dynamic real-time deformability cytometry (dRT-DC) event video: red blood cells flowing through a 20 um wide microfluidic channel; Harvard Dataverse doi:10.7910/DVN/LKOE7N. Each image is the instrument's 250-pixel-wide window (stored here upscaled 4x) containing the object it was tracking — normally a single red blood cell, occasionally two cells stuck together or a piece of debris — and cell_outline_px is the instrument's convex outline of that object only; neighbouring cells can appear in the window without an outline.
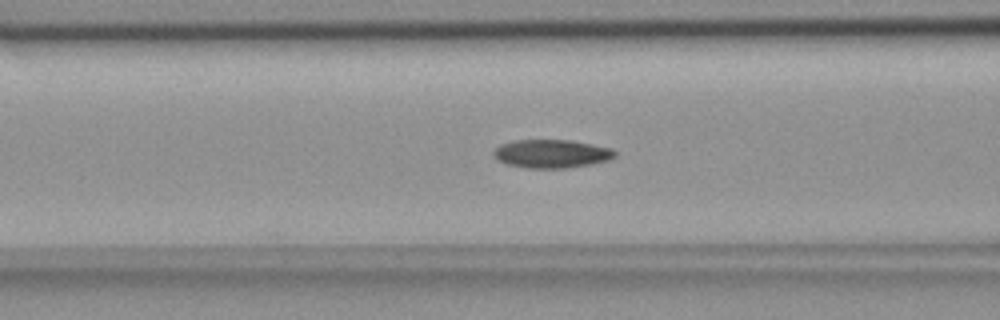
{"species": "common noctule bat (a hibernating species)", "species_latin": "Nyctalus noctula", "temperature_condition": "room temperature", "stored_images_in_passage": 55, "camera_frame_rate_fps": 3000, "um_per_image_px": 0.085, "animal": {"sex": "female", "body_mass_g": 18.4}, "frame": {"image": 1, "passage_image": 22, "time_ms": 7.0, "image_size_px": [1000, 320], "cell_outline_px": [[616, 156], [608, 160], [588, 164], [564, 168], [528, 168], [508, 164], [496, 160], [492, 152], [500, 144], [512, 140], [572, 140], [612, 148], [616, 152]], "centroid_in_image_um": [46.86, 13.05], "position_along_channel_um": 119.7, "area_um2": 20.06}}
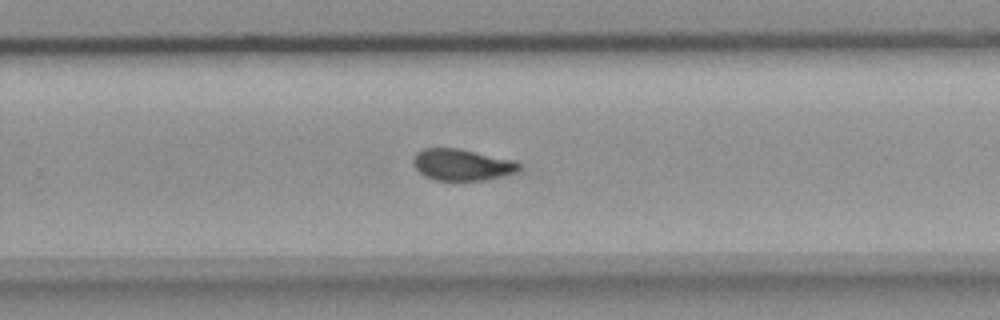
{"frame": {"image": 2, "passage_image": 36, "time_ms": 11.667, "image_size_px": [1000, 320], "cell_outline_px": [[520, 168], [516, 172], [504, 176], [484, 180], [436, 180], [424, 176], [412, 164], [412, 160], [416, 152], [424, 148], [460, 148], [512, 160], [520, 164]], "centroid_in_image_um": [39.23, 14.0], "position_along_channel_um": 290.6, "area_um2": 19.42}}
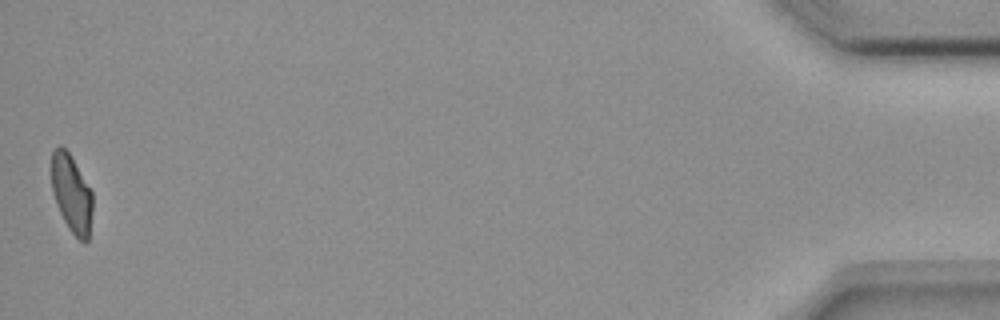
{"frame": {"image": 3, "passage_image": 55, "time_ms": 18.0, "image_size_px": [1000, 320], "cell_outline_px": [[92, 212], [88, 240], [84, 244], [68, 228], [56, 204], [52, 192], [52, 152], [60, 144], [68, 152], [92, 192]], "centroid_in_image_um": [6.08, 16.49], "position_along_channel_um": 429.1, "area_um2": 18.32}, "authors_computed_cell_mechanics": {"area_um2": 19.941, "velocity_mm_per_s": 3.67, "shape_relaxation_time_tau1_ms": 7.313, "shape_relaxation_time_tau2_ms": 3.0269, "deformation_change_tau1": 0.1714, "deformation_change_tau2": 0.0708}}